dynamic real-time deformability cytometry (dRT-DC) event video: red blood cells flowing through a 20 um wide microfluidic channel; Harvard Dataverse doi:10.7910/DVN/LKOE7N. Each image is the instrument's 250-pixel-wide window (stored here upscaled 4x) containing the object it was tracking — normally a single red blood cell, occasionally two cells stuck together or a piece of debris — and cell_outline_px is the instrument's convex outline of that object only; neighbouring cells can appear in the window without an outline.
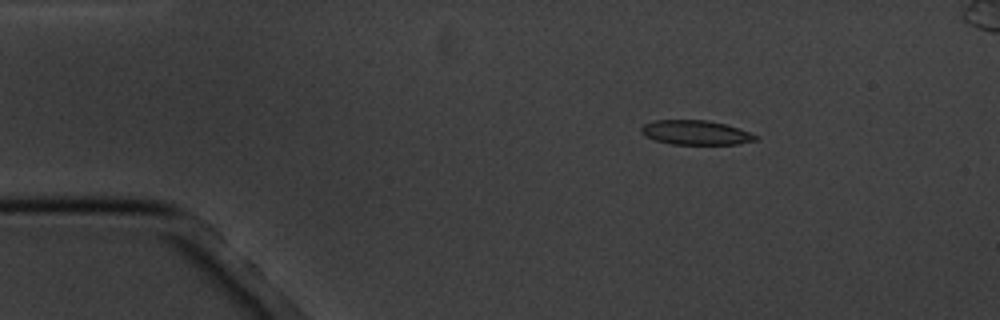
{"species": "common noctule bat (a hibernating species)", "species_latin": "Nyctalus noctula", "temperature_condition": "cold", "stored_images_in_passage": 6, "segment_of_instrument_passage": [1, 2], "camera_frame_rate_fps": 3000, "um_per_image_px": 0.085, "animal": {"sex": "male", "body_mass_g": 20.1, "forearm_length_mm": 53.5}, "frame": {"image": 1, "passage_image": 3, "time_ms": 2.667, "image_size_px": [1000, 320], "cell_outline_px": [[760, 136], [756, 140], [736, 144], [672, 144], [656, 140], [640, 132], [640, 128], [644, 124], [656, 120], [708, 120], [724, 124]], "centroid_in_image_um": [59.13, 11.26], "position_along_channel_um": 25.9, "area_um2": 16.01}}